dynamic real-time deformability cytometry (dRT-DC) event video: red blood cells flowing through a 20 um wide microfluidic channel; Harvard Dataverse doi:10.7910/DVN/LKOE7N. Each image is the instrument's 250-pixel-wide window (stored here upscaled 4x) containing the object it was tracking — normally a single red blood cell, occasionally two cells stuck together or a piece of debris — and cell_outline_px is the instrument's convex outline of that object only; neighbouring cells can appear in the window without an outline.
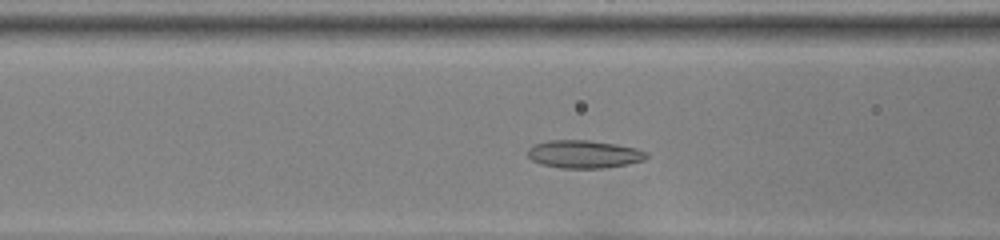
{"species": "common noctule bat (a hibernating species)", "species_latin": "Nyctalus noctula", "temperature_condition": "room temperature", "stored_images_in_passage": 41, "camera_frame_rate_fps": 3000, "um_per_image_px": 0.085, "animal": {"sex": "female", "body_mass_g": 22.0, "forearm_length_mm": 56.7}, "frame": {"image": 1, "passage_image": 11, "time_ms": 3.333, "image_size_px": [1000, 240], "cell_outline_px": [[648, 156], [644, 160], [628, 164], [604, 168], [560, 168], [540, 164], [532, 160], [528, 156], [528, 148], [532, 144], [548, 140], [588, 140], [616, 144], [636, 148], [648, 152]], "centroid_in_image_um": [49.62, 13.1], "position_along_channel_um": 117.0, "area_um2": 19.48}}
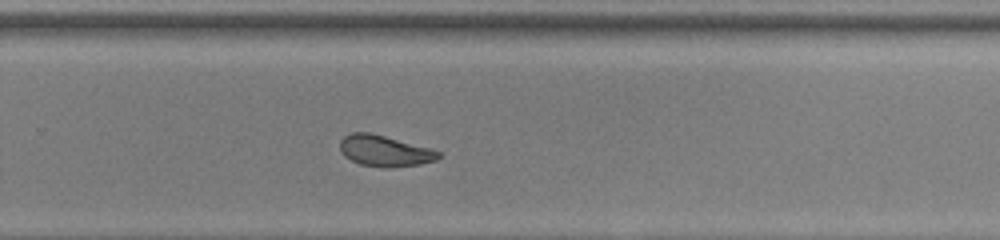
{"frame": {"image": 2, "passage_image": 25, "time_ms": 8.0, "image_size_px": [1000, 240], "cell_outline_px": [[440, 156], [436, 160], [420, 164], [388, 168], [384, 168], [360, 164], [344, 156], [340, 148], [340, 140], [344, 136], [352, 132], [368, 132], [432, 148], [440, 152]], "centroid_in_image_um": [32.7, 12.83], "position_along_channel_um": 297.1, "area_um2": 17.8}}
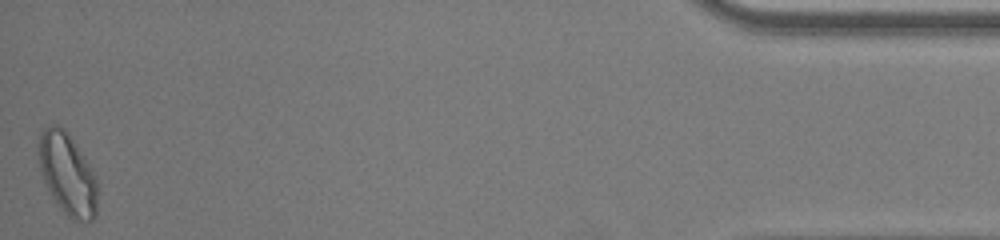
{"frame": {"image": 3, "passage_image": 41, "time_ms": 13.333, "image_size_px": [1000, 240], "cell_outline_px": [[96, 216], [92, 220], [72, 220], [64, 212], [52, 196], [44, 180], [40, 168], [36, 152], [40, 136], [44, 128], [52, 124], [56, 124], [64, 128], [68, 132], [84, 156], [96, 176]], "centroid_in_image_um": [5.71, 14.75], "position_along_channel_um": 429.5, "area_um2": 27.86}, "authors_computed_cell_mechanics": {"area_um2": 19.3052, "velocity_mm_per_s": 3.8741, "shape_relaxation_time_tau1_ms": 7.8656, "shape_relaxation_time_tau2_ms": 2.9129, "deformation_change_tau1": 0.1696, "deformation_change_tau2": 0.0701}}